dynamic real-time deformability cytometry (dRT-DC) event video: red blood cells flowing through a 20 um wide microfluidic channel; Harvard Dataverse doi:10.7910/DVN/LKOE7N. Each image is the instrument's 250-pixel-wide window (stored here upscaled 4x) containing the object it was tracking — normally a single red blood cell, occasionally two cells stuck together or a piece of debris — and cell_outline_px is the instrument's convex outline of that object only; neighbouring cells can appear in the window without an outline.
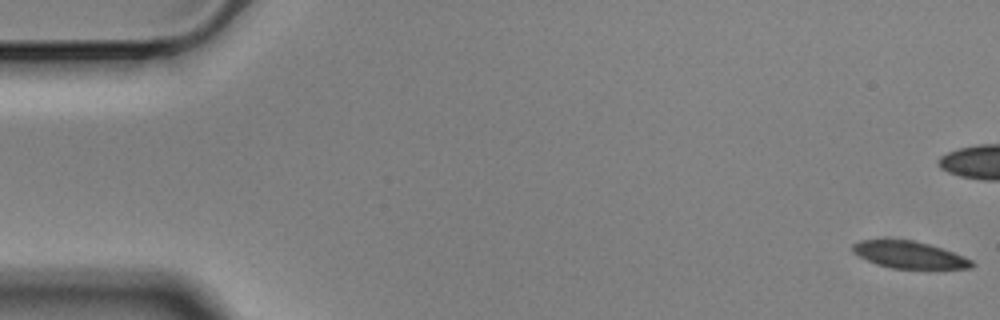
{"species": "Egyptian fruit bat (a non-hibernating species)", "species_latin": "Rousettus aegyptiacus", "temperature_condition": "cold", "stored_images_in_passage": 34, "camera_frame_rate_fps": 3000, "um_per_image_px": 0.085, "animal": {"sex": "male"}, "frame": {"image": 1, "passage_image": 1, "time_ms": 0.0, "image_size_px": [1000, 320], "cell_outline_px": [[976, 264], [972, 268], [892, 268], [876, 264], [852, 252], [852, 244], [860, 240], [912, 240], [928, 244], [964, 256], [972, 260]], "centroid_in_image_um": [77.29, 21.66], "position_along_channel_um": 7.7, "area_um2": 18.44}}